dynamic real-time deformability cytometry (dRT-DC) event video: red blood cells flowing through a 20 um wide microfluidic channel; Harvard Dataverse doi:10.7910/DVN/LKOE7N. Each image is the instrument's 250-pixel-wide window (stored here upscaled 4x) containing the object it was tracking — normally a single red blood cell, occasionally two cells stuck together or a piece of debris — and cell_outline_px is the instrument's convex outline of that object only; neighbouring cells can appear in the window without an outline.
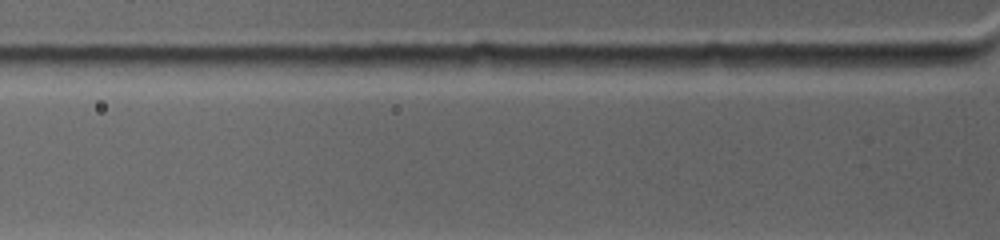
{"species": "common noctule bat (a hibernating species)", "species_latin": "Nyctalus noctula", "temperature_condition": "warm", "stored_images_in_passage": 2, "camera_frame_rate_fps": 4500, "um_per_image_px": 0.085, "animal": {"sex": "female", "body_mass_g": 19.0, "forearm_length_mm": 53.3}, "frame": {"image": 1, "passage_image": 2, "time_ms": 0.444, "image_size_px": [1000, 240], "cell_outline_px": [[956, 64], [844, 72], [816, 64], [832, 56], [924, 56]], "centroid_in_image_um": [74.66, 5.33], "position_along_channel_um": 51.1, "area_um2": 10.75}}